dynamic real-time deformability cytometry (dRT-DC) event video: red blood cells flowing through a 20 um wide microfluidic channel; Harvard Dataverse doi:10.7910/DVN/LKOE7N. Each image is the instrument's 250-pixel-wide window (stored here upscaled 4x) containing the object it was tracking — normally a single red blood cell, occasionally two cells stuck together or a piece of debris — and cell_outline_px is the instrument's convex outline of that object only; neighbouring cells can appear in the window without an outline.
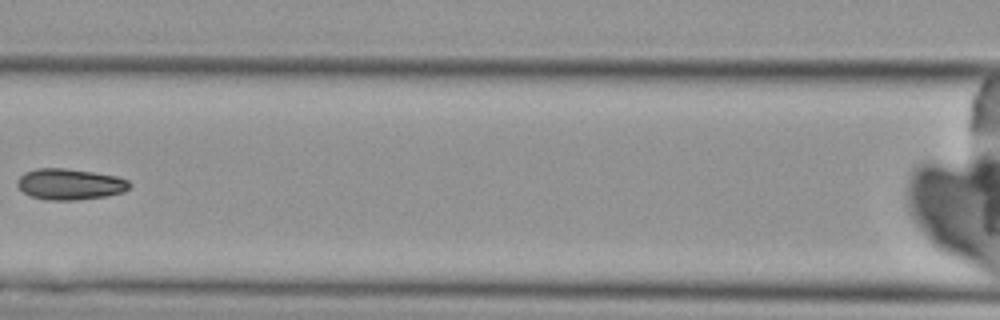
{"species": "Egyptian fruit bat (a non-hibernating species)", "species_latin": "Rousettus aegyptiacus", "temperature_condition": "cold", "stored_images_in_passage": 4, "camera_frame_rate_fps": 3000, "um_per_image_px": 0.085, "animal": {"sex": "female"}, "frame": {"image": 1, "passage_image": 3, "time_ms": 2.333, "image_size_px": [1000, 320], "cell_outline_px": [[132, 184], [124, 192], [104, 196], [76, 200], [44, 200], [32, 196], [24, 192], [16, 184], [16, 180], [24, 172], [36, 168], [64, 168], [92, 172], [116, 176], [128, 180]], "centroid_in_image_um": [5.92, 15.65], "position_along_channel_um": 160.7, "area_um2": 20.29}}
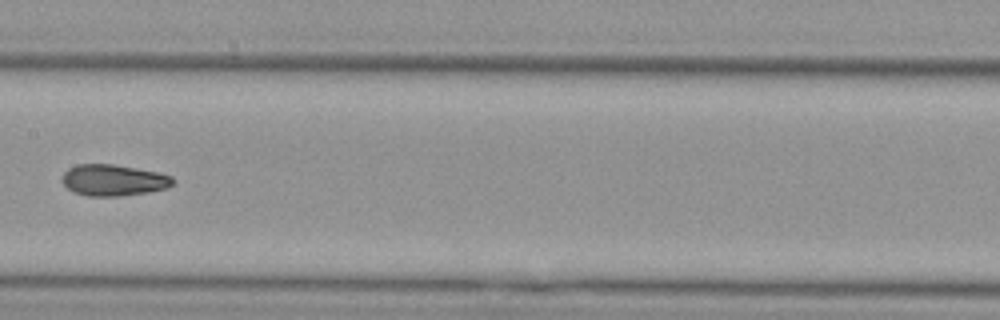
{"frame": {"image": 2, "passage_image": 4, "time_ms": 3.333, "image_size_px": [1000, 320], "cell_outline_px": [[176, 180], [168, 188], [148, 192], [120, 196], [88, 196], [76, 192], [68, 188], [64, 184], [64, 172], [68, 168], [76, 164], [112, 164], [136, 168], [156, 172], [172, 176]], "centroid_in_image_um": [9.68, 15.31], "position_along_channel_um": 197.7, "area_um2": 20.06}}